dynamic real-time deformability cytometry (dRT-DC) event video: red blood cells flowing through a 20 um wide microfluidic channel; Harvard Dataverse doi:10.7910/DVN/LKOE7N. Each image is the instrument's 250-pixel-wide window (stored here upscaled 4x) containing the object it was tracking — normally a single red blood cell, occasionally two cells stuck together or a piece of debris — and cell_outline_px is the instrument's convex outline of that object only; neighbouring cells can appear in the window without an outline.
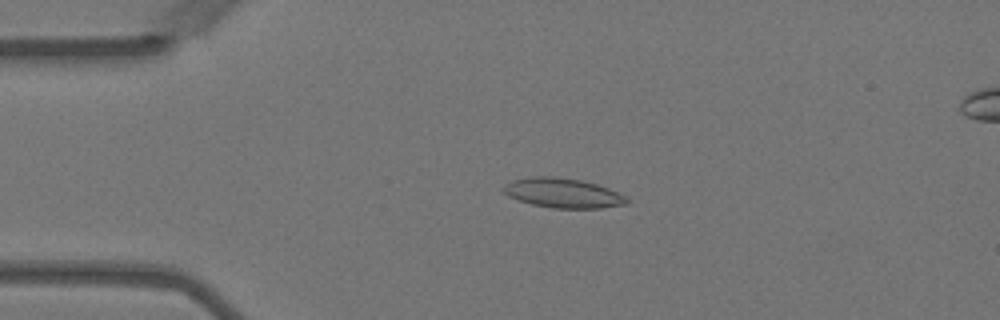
{"species": "Egyptian fruit bat (a non-hibernating species)", "species_latin": "Rousettus aegyptiacus", "temperature_condition": "warm", "stored_images_in_passage": 57, "camera_frame_rate_fps": 3000, "um_per_image_px": 0.085, "animal": {"sex": "female"}, "frame": {"image": 1, "passage_image": 13, "time_ms": 4.0, "image_size_px": [1000, 320], "cell_outline_px": [[628, 204], [600, 208], [552, 208], [532, 204], [508, 196], [500, 188], [504, 184], [512, 180], [532, 176], [552, 176], [580, 180], [596, 184], [608, 188], [624, 196], [628, 200]], "centroid_in_image_um": [47.8, 16.4], "position_along_channel_um": 37.2, "area_um2": 21.21}}
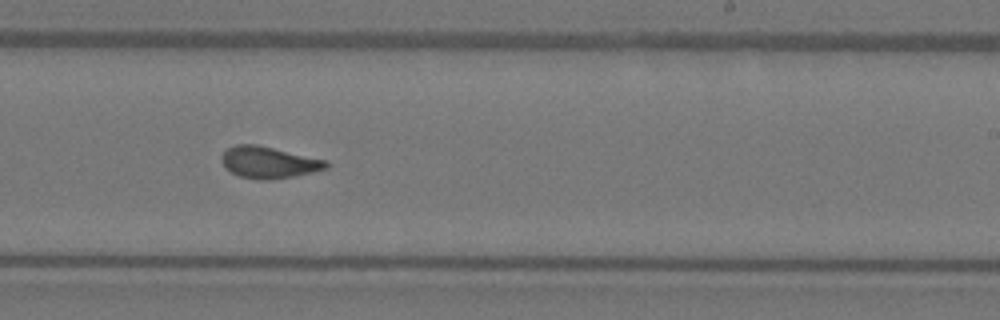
{"frame": {"image": 2, "passage_image": 35, "time_ms": 11.333, "image_size_px": [1000, 320], "cell_outline_px": [[328, 168], [312, 172], [292, 176], [268, 180], [260, 180], [240, 176], [232, 172], [220, 160], [220, 156], [228, 148], [236, 144], [256, 144], [328, 160]], "centroid_in_image_um": [22.85, 13.79], "position_along_channel_um": 266.1, "area_um2": 19.13}}
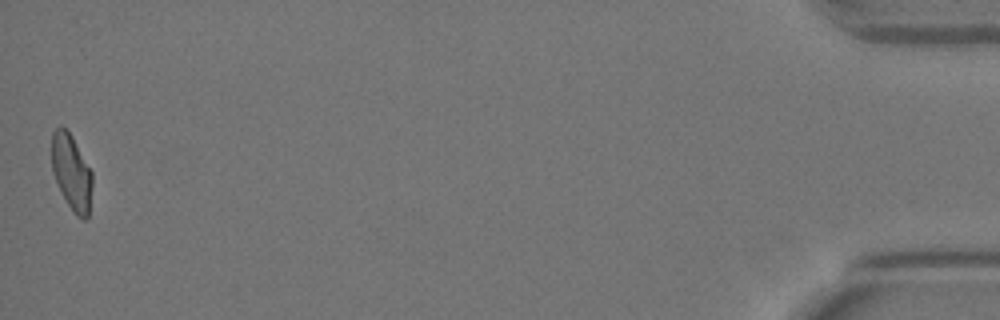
{"frame": {"image": 3, "passage_image": 57, "time_ms": 18.667, "image_size_px": [1000, 320], "cell_outline_px": [[92, 184], [88, 216], [84, 220], [80, 220], [72, 212], [52, 172], [52, 132], [60, 124], [68, 128], [92, 172]], "centroid_in_image_um": [6.08, 14.61], "position_along_channel_um": 429.1, "area_um2": 17.98}, "authors_computed_cell_mechanics": {"area_um2": 19.1896, "velocity_mm_per_s": 3.5335, "shape_relaxation_time_tau1_ms": null, "shape_relaxation_time_tau2_ms": 1.2749, "deformation_change_tau1": null, "deformation_change_tau2": 0.0839}}